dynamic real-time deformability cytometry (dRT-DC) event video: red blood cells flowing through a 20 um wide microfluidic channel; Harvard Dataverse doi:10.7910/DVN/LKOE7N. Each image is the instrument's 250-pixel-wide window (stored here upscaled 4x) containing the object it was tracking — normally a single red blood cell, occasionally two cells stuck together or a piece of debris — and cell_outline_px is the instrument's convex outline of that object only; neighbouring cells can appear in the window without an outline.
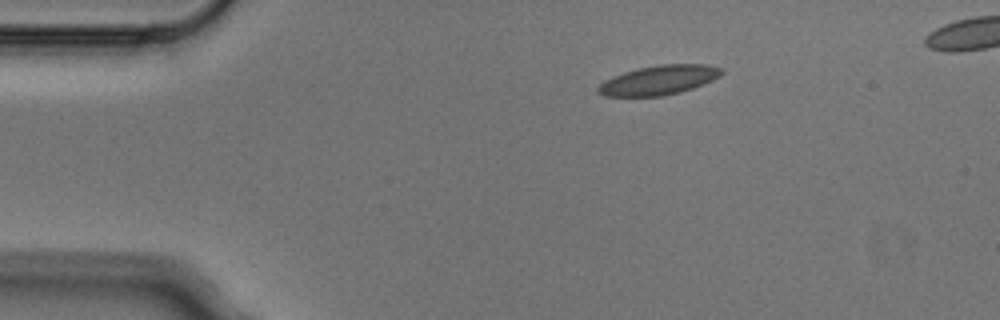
{"species": "Egyptian fruit bat (a non-hibernating species)", "species_latin": "Rousettus aegyptiacus", "temperature_condition": "cold", "stored_images_in_passage": 4, "camera_frame_rate_fps": 3000, "um_per_image_px": 0.085, "animal": {"sex": "male"}, "frame": {"image": 1, "passage_image": 1, "time_ms": 0.0, "image_size_px": [1000, 320], "cell_outline_px": [[724, 72], [720, 76], [712, 80], [692, 88], [680, 92], [660, 96], [604, 96], [596, 92], [596, 88], [604, 80], [612, 76], [624, 72], [640, 68], [660, 64], [708, 64], [724, 68]], "centroid_in_image_um": [56.0, 6.8], "position_along_channel_um": 29.0, "area_um2": 21.21}}
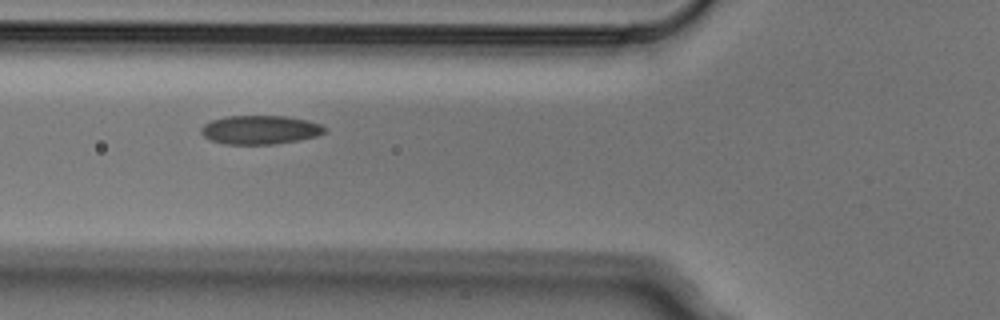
{"frame": {"image": 2, "passage_image": 3, "time_ms": 0.667, "image_size_px": [1000, 320], "cell_outline_px": [[328, 128], [324, 132], [316, 136], [300, 140], [272, 144], [224, 144], [212, 140], [204, 136], [200, 132], [200, 128], [204, 124], [212, 120], [228, 116], [284, 116], [308, 120], [320, 124]], "centroid_in_image_um": [22.12, 11.03], "position_along_channel_um": 103.7, "area_um2": 20.69}}
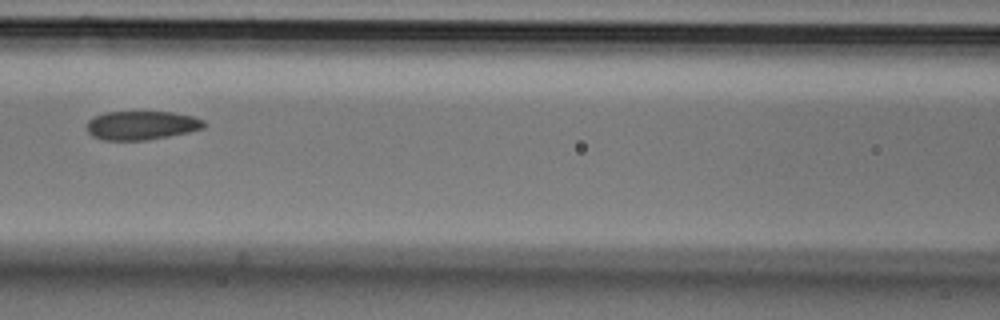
{"frame": {"image": 3, "passage_image": 4, "time_ms": 1.0, "image_size_px": [1000, 320], "cell_outline_px": [[208, 124], [204, 128], [188, 132], [148, 140], [104, 140], [92, 136], [88, 132], [88, 120], [104, 112], [172, 112], [192, 116], [204, 120]], "centroid_in_image_um": [12.06, 10.65], "position_along_channel_um": 154.5, "area_um2": 19.65}}